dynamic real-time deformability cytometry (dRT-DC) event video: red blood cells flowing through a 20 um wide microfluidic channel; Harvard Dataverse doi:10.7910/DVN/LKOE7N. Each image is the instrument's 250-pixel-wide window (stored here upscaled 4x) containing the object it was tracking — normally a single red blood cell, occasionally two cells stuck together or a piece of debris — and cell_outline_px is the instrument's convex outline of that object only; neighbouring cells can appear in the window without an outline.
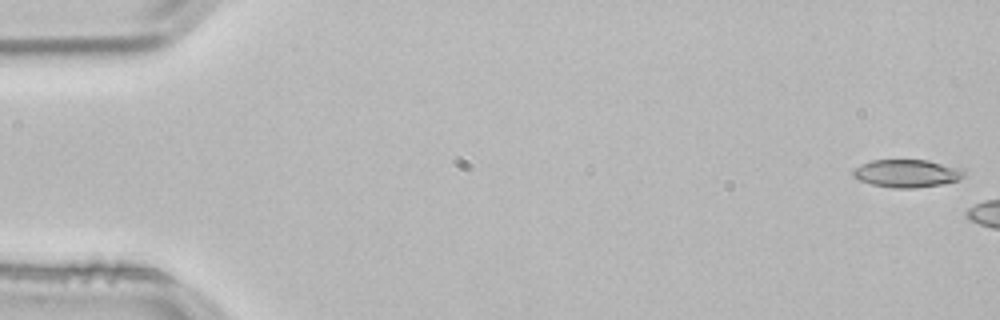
{"species": "common noctule bat (a hibernating species)", "species_latin": "Nyctalus noctula", "temperature_condition": "room temperature", "stored_images_in_passage": 6, "camera_frame_rate_fps": 3000, "um_per_image_px": 0.085, "animal": {"sex": "male", "body_mass_g": 21.5, "forearm_length_mm": 52.0}, "frame": {"image": 1, "passage_image": 1, "time_ms": 0.0, "image_size_px": [1000, 320], "cell_outline_px": [[964, 176], [956, 180], [940, 184], [912, 188], [892, 188], [872, 184], [860, 180], [852, 176], [852, 172], [856, 168], [872, 160], [928, 160], [964, 168]], "centroid_in_image_um": [77.11, 14.73], "position_along_channel_um": 7.9, "area_um2": 17.8}}